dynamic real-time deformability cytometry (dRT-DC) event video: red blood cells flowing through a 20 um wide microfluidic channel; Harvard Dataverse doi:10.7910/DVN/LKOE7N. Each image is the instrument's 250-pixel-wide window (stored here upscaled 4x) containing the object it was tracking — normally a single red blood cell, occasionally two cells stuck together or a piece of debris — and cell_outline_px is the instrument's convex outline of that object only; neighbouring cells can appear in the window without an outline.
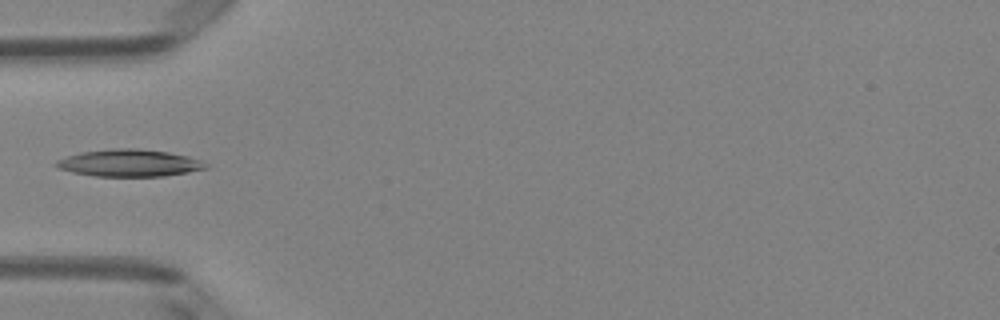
{"species": "Egyptian fruit bat (a non-hibernating species)", "species_latin": "Rousettus aegyptiacus", "temperature_condition": "room temperature", "stored_images_in_passage": 5, "camera_frame_rate_fps": 3000, "um_per_image_px": 0.085, "animal": {"sex": "female"}, "frame": {"image": 1, "passage_image": 4, "time_ms": 1.0, "image_size_px": [1000, 320], "cell_outline_px": [[208, 168], [188, 172], [164, 176], [96, 176], [72, 172], [60, 168], [52, 164], [56, 160], [80, 152], [112, 148], [136, 148], [168, 152], [188, 156], [200, 160], [208, 164]], "centroid_in_image_um": [10.99, 13.85], "position_along_channel_um": 74.0, "area_um2": 23.64}}
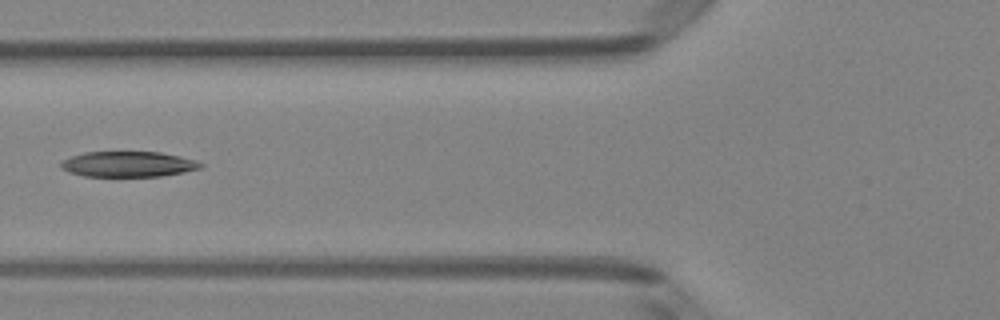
{"frame": {"image": 2, "passage_image": 5, "time_ms": 1.333, "image_size_px": [1000, 320], "cell_outline_px": [[204, 164], [200, 168], [184, 172], [160, 176], [84, 176], [68, 172], [60, 168], [60, 164], [64, 160], [72, 156], [84, 152], [160, 152], [180, 156], [196, 160]], "centroid_in_image_um": [10.9, 13.95], "position_along_channel_um": 114.9, "area_um2": 20.69}}